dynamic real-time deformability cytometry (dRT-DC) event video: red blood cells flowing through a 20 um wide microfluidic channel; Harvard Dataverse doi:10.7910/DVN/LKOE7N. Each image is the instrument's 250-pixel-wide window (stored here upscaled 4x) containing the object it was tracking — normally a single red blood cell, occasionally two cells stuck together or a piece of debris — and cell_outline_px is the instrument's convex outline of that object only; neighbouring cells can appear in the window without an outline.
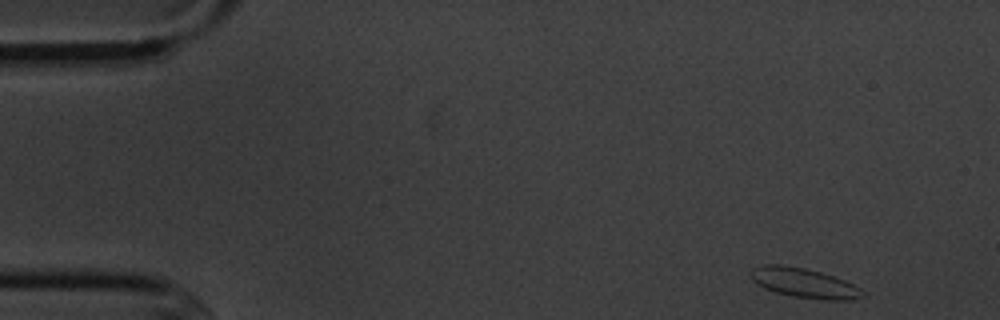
{"species": "common noctule bat (a hibernating species)", "species_latin": "Nyctalus noctula", "temperature_condition": "cold", "stored_images_in_passage": 12, "camera_frame_rate_fps": 3000, "um_per_image_px": 0.085, "animal": {"sex": "male", "body_mass_g": 20.1, "forearm_length_mm": 53.5}, "frame": {"image": 1, "passage_image": 1, "time_ms": 0.0, "image_size_px": [1000, 320], "cell_outline_px": [[864, 296], [852, 300], [828, 300], [792, 296], [776, 292], [764, 288], [756, 284], [752, 280], [752, 268], [764, 264], [780, 264], [804, 268], [820, 272], [844, 280], [860, 288], [864, 292]], "centroid_in_image_um": [68.34, 24.05], "position_along_channel_um": 16.7, "area_um2": 19.19}}
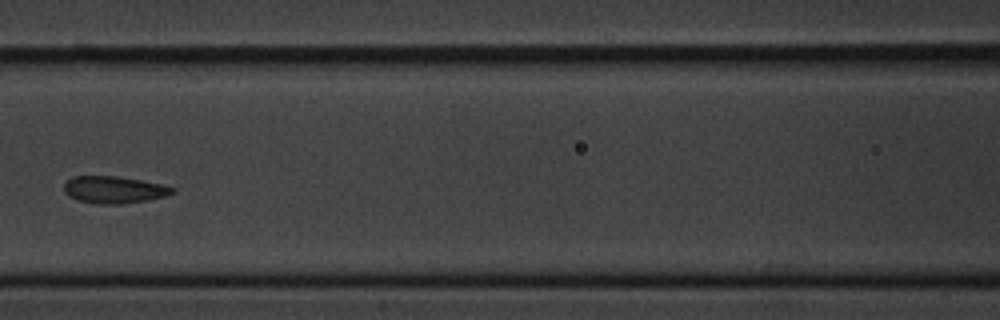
{"frame": {"image": 2, "passage_image": 6, "time_ms": 6.667, "image_size_px": [1000, 320], "cell_outline_px": [[176, 192], [164, 196], [148, 200], [124, 204], [96, 204], [76, 200], [68, 196], [64, 192], [64, 180], [72, 176], [116, 176], [164, 184], [176, 188]], "centroid_in_image_um": [9.67, 16.13], "position_along_channel_um": 156.9, "area_um2": 17.46}}
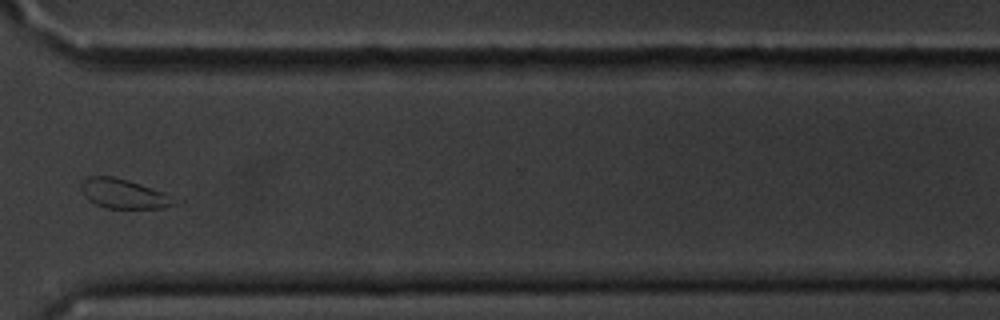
{"frame": {"image": 3, "passage_image": 11, "time_ms": 12.333, "image_size_px": [1000, 320], "cell_outline_px": [[184, 200], [176, 204], [164, 208], [104, 208], [88, 200], [84, 196], [84, 180], [92, 176], [112, 176], [128, 180], [164, 192]], "centroid_in_image_um": [10.65, 16.49], "position_along_channel_um": 360.0, "area_um2": 16.01}, "authors_computed_cell_mechanics": {"area_um2": 17.1955, "velocity_mm_per_s": 3.5974, "shape_relaxation_time_tau1_ms": 4.4918, "shape_relaxation_time_tau2_ms": 2.2687, "deformation_change_tau1": 0.1135, "deformation_change_tau2": 0.0407}}